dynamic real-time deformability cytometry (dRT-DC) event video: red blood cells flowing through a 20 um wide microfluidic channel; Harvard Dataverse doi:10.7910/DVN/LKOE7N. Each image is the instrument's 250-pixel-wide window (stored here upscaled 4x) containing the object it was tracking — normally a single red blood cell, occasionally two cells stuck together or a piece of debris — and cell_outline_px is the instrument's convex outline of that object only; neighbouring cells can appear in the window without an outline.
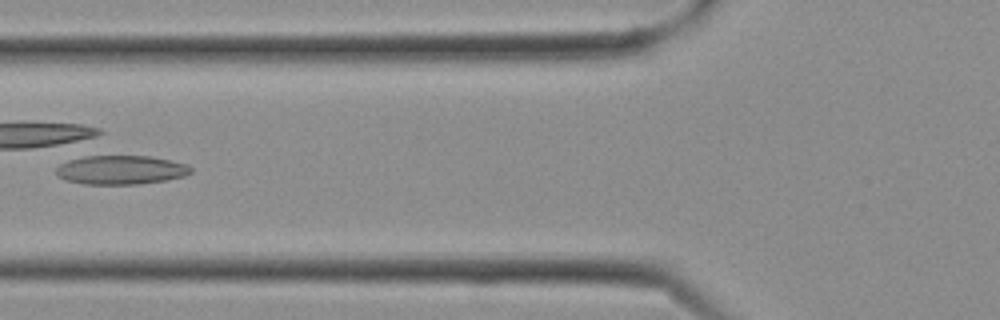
{"species": "Egyptian fruit bat (a non-hibernating species)", "species_latin": "Rousettus aegyptiacus", "temperature_condition": "cold", "stored_images_in_passage": 12, "camera_frame_rate_fps": 3000, "um_per_image_px": 0.085, "frame": {"image": 1, "passage_image": 6, "time_ms": 1.667, "image_size_px": [1000, 320], "cell_outline_px": [[192, 172], [184, 176], [168, 180], [140, 184], [84, 184], [64, 180], [56, 176], [56, 168], [60, 164], [76, 156], [92, 152], [96, 152], [148, 156], [188, 164], [192, 168]], "centroid_in_image_um": [10.18, 14.38], "position_along_channel_um": 115.6, "area_um2": 24.1}}